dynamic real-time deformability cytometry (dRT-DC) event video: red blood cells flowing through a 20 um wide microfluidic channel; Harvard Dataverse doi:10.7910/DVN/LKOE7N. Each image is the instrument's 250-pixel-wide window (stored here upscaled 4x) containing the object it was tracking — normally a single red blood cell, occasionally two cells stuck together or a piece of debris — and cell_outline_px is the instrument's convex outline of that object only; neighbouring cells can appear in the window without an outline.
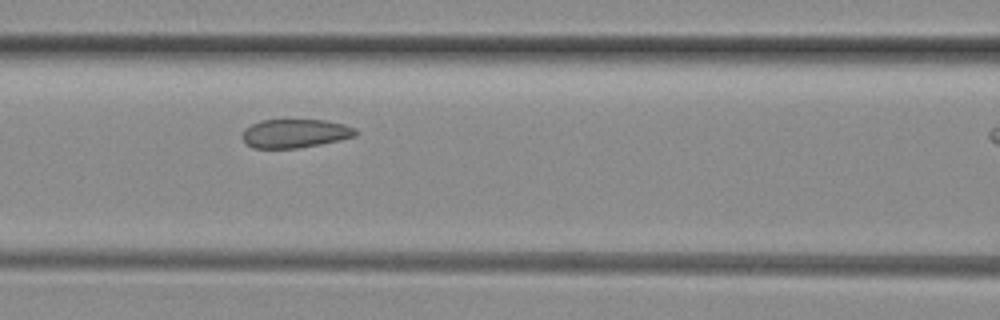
{"species": "common noctule bat (a hibernating species)", "species_latin": "Nyctalus noctula", "temperature_condition": "room temperature", "stored_images_in_passage": 6, "camera_frame_rate_fps": 3000, "um_per_image_px": 0.085, "animal": {"sex": "female", "body_mass_g": 29.2, "forearm_length_mm": 56.3}, "frame": {"image": 1, "passage_image": 5, "time_ms": 1.333, "image_size_px": [1000, 320], "cell_outline_px": [[360, 132], [356, 136], [340, 140], [320, 144], [296, 148], [252, 148], [244, 144], [240, 136], [244, 128], [260, 120], [324, 120], [344, 124], [356, 128]], "centroid_in_image_um": [25.05, 11.34], "position_along_channel_um": 141.5, "area_um2": 19.25}}